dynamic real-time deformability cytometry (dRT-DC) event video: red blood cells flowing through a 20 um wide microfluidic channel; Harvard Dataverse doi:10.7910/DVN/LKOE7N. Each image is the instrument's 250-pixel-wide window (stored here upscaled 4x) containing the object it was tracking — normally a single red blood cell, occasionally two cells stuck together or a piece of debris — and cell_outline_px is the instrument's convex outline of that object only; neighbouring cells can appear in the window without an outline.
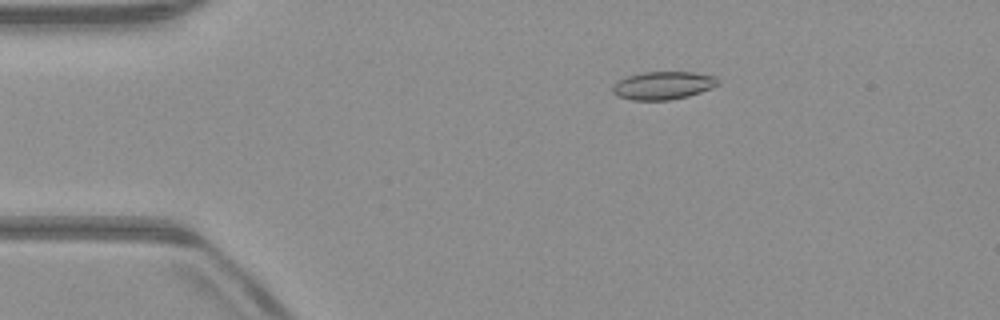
{"species": "common noctule bat (a hibernating species)", "species_latin": "Nyctalus noctula", "temperature_condition": "warm", "stored_images_in_passage": 52, "camera_frame_rate_fps": 3000, "um_per_image_px": 0.085, "animal": {"sex": "male", "body_mass_g": 23.1, "forearm_length_mm": 52.7}, "frame": {"image": 1, "passage_image": 10, "time_ms": 3.0, "image_size_px": [1000, 320], "cell_outline_px": [[720, 84], [712, 88], [688, 96], [668, 100], [632, 100], [616, 96], [612, 92], [612, 84], [628, 76], [644, 72], [692, 72], [716, 76], [720, 80]], "centroid_in_image_um": [56.37, 7.26], "position_along_channel_um": 28.6, "area_um2": 17.28}}
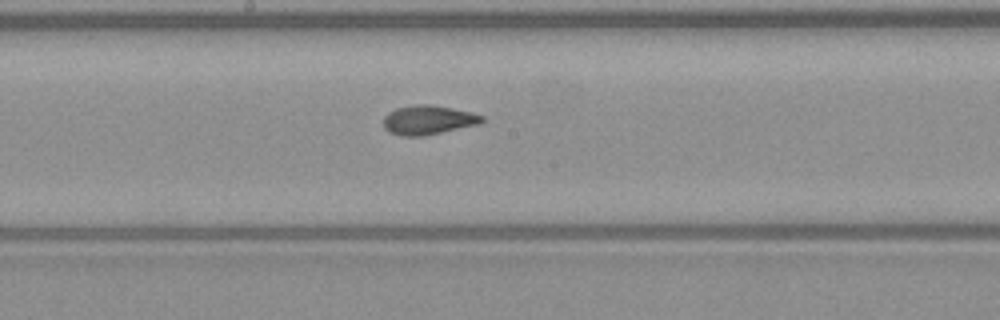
{"frame": {"image": 2, "passage_image": 28, "time_ms": 9.0, "image_size_px": [1000, 320], "cell_outline_px": [[484, 120], [480, 124], [424, 136], [400, 136], [388, 132], [384, 128], [384, 116], [388, 112], [396, 108], [416, 104], [424, 104], [452, 108], [472, 112], [484, 116]], "centroid_in_image_um": [36.39, 10.2], "position_along_channel_um": 211.8, "area_um2": 16.88}}
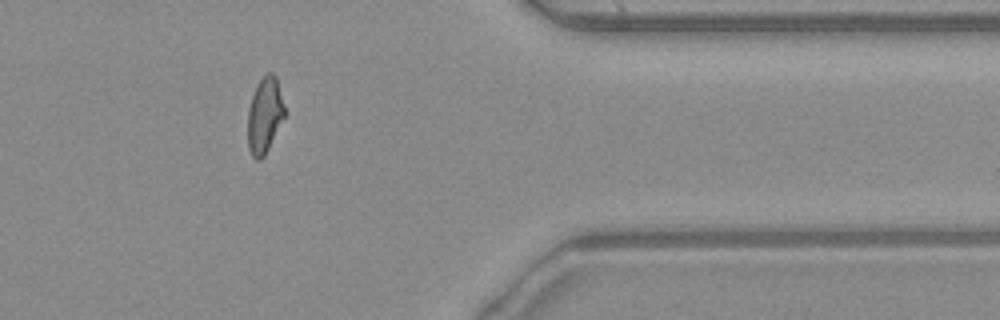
{"frame": {"image": 3, "passage_image": 43, "time_ms": 14.0, "image_size_px": [1000, 320], "cell_outline_px": [[284, 116], [264, 156], [260, 160], [256, 160], [252, 156], [248, 148], [248, 108], [256, 84], [268, 72], [272, 72], [276, 76], [284, 104]], "centroid_in_image_um": [22.48, 9.78], "position_along_channel_um": 388.9, "area_um2": 16.07}, "authors_computed_cell_mechanics": {"area_um2": 16.8198, "velocity_mm_per_s": 3.9877, "shape_relaxation_time_tau1_ms": 7.7025, "shape_relaxation_time_tau2_ms": 1.6623, "deformation_change_tau1": 0.2184, "deformation_change_tau2": 0.079}}